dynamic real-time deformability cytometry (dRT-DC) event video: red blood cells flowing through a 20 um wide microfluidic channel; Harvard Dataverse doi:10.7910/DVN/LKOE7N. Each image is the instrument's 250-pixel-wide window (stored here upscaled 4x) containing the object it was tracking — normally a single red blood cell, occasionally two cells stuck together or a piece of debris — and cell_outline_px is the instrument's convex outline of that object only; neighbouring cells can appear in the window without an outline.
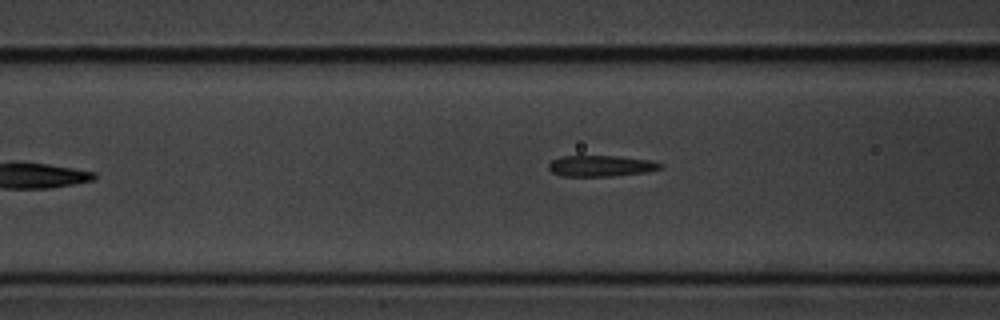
{"species": "common noctule bat (a hibernating species)", "species_latin": "Nyctalus noctula", "temperature_condition": "cold", "stored_images_in_passage": 5, "camera_frame_rate_fps": 3000, "um_per_image_px": 0.085, "animal": {"sex": "male", "body_mass_g": 20.1, "forearm_length_mm": 53.5}, "frame": {"image": 1, "passage_image": 5, "time_ms": 1.333, "image_size_px": [1000, 320], "cell_outline_px": [[664, 168], [644, 172], [612, 176], [560, 176], [552, 172], [548, 168], [548, 164], [552, 160], [560, 156], [620, 156], [652, 160], [664, 164]], "centroid_in_image_um": [51.1, 14.1], "position_along_channel_um": 115.5, "area_um2": 13.87}}